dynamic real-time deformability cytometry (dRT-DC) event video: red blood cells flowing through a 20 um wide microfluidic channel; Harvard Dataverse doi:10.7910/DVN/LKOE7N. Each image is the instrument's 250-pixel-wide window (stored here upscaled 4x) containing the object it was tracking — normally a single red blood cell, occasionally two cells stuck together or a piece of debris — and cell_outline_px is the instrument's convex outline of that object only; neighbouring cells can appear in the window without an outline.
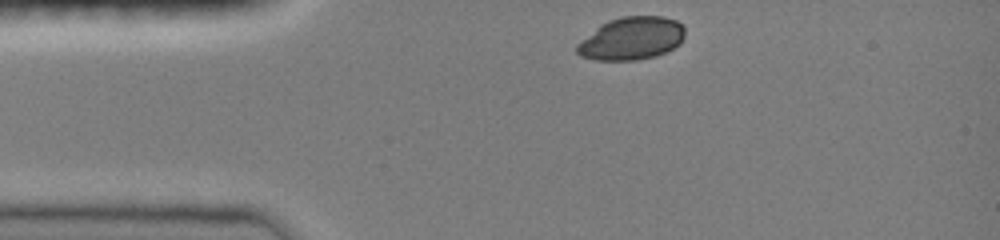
{"species": "common noctule bat (a hibernating species)", "species_latin": "Nyctalus noctula", "temperature_condition": "room temperature", "stored_images_in_passage": 34, "camera_frame_rate_fps": 3000, "um_per_image_px": 0.085, "animal": {"sex": "female", "body_mass_g": 19.0, "forearm_length_mm": 51.5}, "frame": {"image": 1, "passage_image": 1, "time_ms": 0.0, "image_size_px": [1000, 240], "cell_outline_px": [[684, 36], [680, 44], [656, 56], [636, 60], [596, 60], [580, 56], [576, 52], [576, 44], [600, 24], [608, 20], [620, 16], [664, 16], [676, 20], [684, 24]], "centroid_in_image_um": [53.67, 3.26], "position_along_channel_um": 31.3, "area_um2": 27.17}}
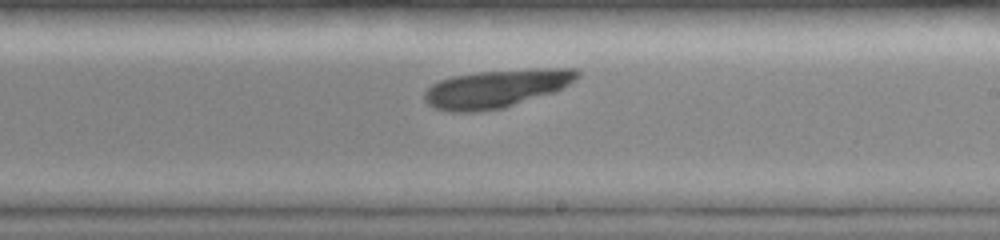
{"frame": {"image": 2, "passage_image": 20, "time_ms": 6.333, "image_size_px": [1000, 240], "cell_outline_px": [[580, 76], [556, 92], [504, 108], [480, 112], [448, 112], [432, 108], [424, 100], [424, 92], [432, 84], [440, 80], [452, 76], [480, 72], [536, 68], [576, 68], [580, 72]], "centroid_in_image_um": [42.19, 7.54], "position_along_channel_um": 246.8, "area_um2": 34.28}}
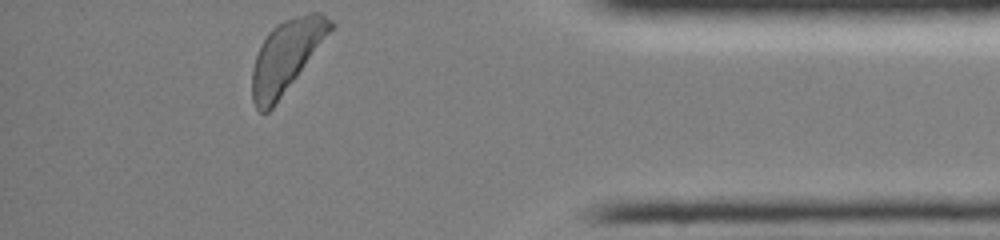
{"frame": {"image": 3, "passage_image": 34, "time_ms": 11.0, "image_size_px": [1000, 240], "cell_outline_px": [[336, 24], [272, 108], [268, 112], [260, 112], [256, 108], [252, 100], [252, 68], [256, 56], [268, 32], [272, 28], [296, 16], [308, 12], [320, 12], [332, 20]], "centroid_in_image_um": [24.33, 4.76], "position_along_channel_um": 410.9, "area_um2": 31.79}}